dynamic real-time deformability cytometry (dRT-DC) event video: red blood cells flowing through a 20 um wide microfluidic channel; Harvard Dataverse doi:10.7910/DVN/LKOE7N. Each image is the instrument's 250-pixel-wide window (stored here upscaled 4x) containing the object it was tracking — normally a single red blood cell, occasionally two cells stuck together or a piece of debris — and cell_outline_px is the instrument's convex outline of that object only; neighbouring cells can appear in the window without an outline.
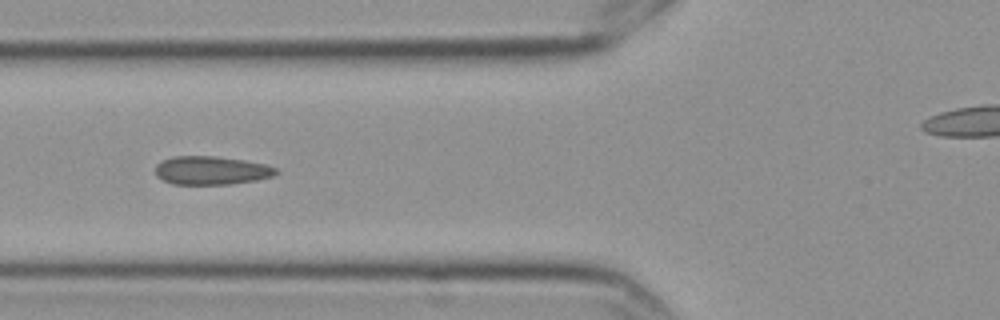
{"species": "Egyptian fruit bat (a non-hibernating species)", "species_latin": "Rousettus aegyptiacus", "temperature_condition": "cold", "stored_images_in_passage": 9, "camera_frame_rate_fps": 3000, "um_per_image_px": 0.085, "frame": {"image": 1, "passage_image": 7, "time_ms": 2.0, "image_size_px": [1000, 320], "cell_outline_px": [[280, 172], [276, 176], [256, 180], [228, 184], [172, 184], [156, 176], [156, 164], [172, 156], [216, 156], [244, 160], [264, 164], [276, 168]], "centroid_in_image_um": [17.99, 14.48], "position_along_channel_um": 107.8, "area_um2": 20.06}}
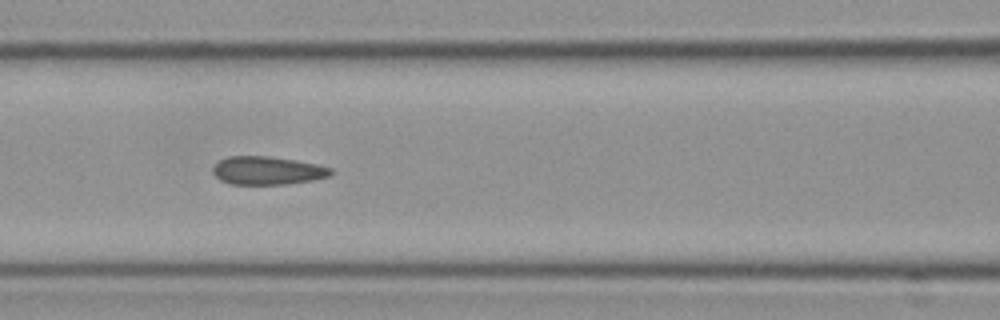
{"frame": {"image": 2, "passage_image": 8, "time_ms": 2.333, "image_size_px": [1000, 320], "cell_outline_px": [[332, 176], [312, 180], [288, 184], [232, 184], [220, 180], [212, 172], [212, 168], [220, 160], [228, 156], [268, 156], [296, 160], [316, 164], [332, 168]], "centroid_in_image_um": [22.74, 14.5], "position_along_channel_um": 143.9, "area_um2": 19.42}}
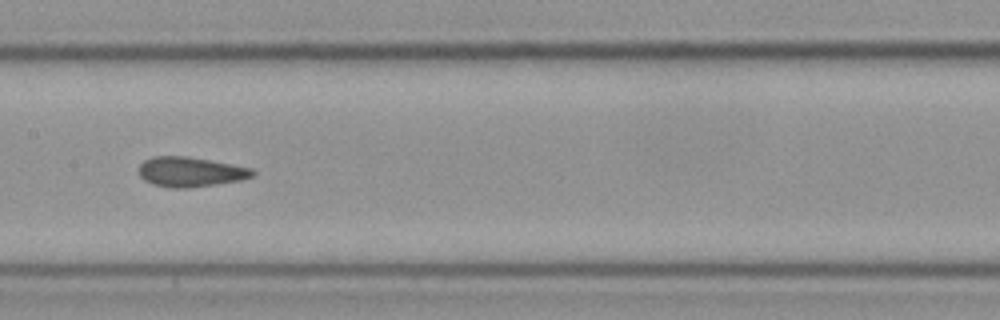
{"frame": {"image": 3, "passage_image": 9, "time_ms": 2.667, "image_size_px": [1000, 320], "cell_outline_px": [[256, 172], [252, 176], [240, 180], [216, 184], [188, 188], [168, 188], [152, 184], [144, 180], [140, 176], [140, 164], [144, 160], [152, 156], [188, 156], [252, 168]], "centroid_in_image_um": [16.16, 14.61], "position_along_channel_um": 191.2, "area_um2": 19.77}}